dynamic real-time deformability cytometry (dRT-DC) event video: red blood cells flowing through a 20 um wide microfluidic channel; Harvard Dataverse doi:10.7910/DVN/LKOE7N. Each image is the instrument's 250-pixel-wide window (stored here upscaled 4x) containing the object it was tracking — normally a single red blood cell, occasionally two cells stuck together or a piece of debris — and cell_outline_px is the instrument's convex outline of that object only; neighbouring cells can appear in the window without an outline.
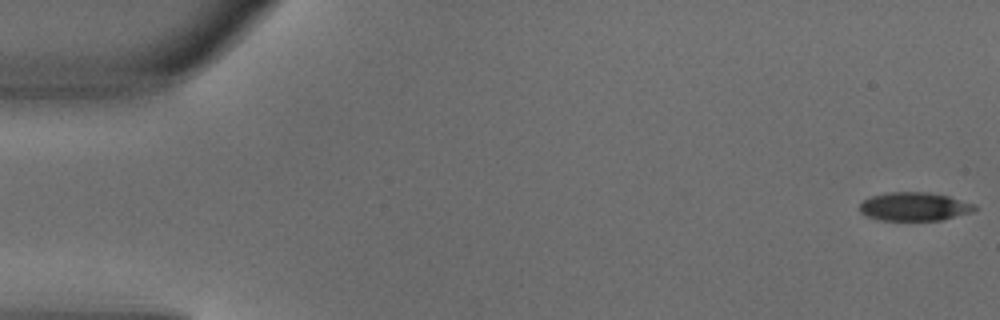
{"species": "common noctule bat (a hibernating species)", "species_latin": "Nyctalus noctula", "temperature_condition": "warm", "stored_images_in_passage": 4, "camera_frame_rate_fps": 3000, "um_per_image_px": 0.085, "animal": {"sex": "male", "body_mass_g": 18.8}, "frame": {"image": 1, "passage_image": 1, "time_ms": 0.0, "image_size_px": [1000, 320], "cell_outline_px": [[976, 208], [972, 212], [940, 220], [880, 220], [868, 216], [860, 212], [860, 204], [864, 200], [872, 196], [888, 192], [928, 192], [948, 196], [976, 204]], "centroid_in_image_um": [77.72, 17.55], "position_along_channel_um": 7.3, "area_um2": 18.96}}
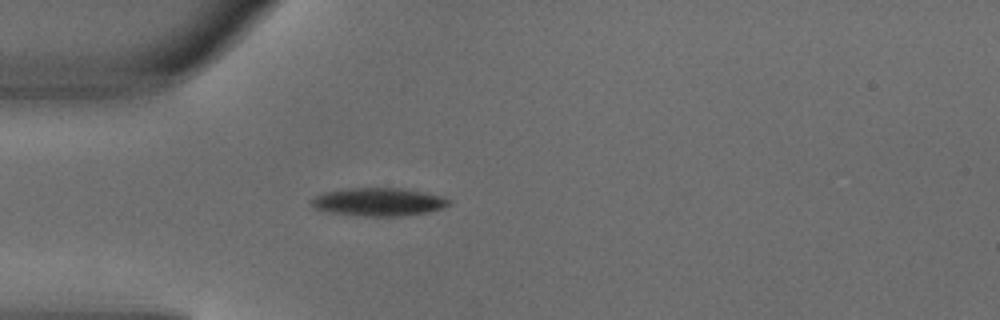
{"frame": {"image": 2, "passage_image": 4, "time_ms": 1.0, "image_size_px": [1000, 320], "cell_outline_px": [[452, 204], [428, 212], [400, 216], [364, 216], [332, 212], [316, 208], [312, 204], [312, 200], [316, 196], [324, 192], [344, 188], [400, 188], [444, 196], [452, 200]], "centroid_in_image_um": [32.24, 17.15], "position_along_channel_um": 52.8, "area_um2": 22.31}}